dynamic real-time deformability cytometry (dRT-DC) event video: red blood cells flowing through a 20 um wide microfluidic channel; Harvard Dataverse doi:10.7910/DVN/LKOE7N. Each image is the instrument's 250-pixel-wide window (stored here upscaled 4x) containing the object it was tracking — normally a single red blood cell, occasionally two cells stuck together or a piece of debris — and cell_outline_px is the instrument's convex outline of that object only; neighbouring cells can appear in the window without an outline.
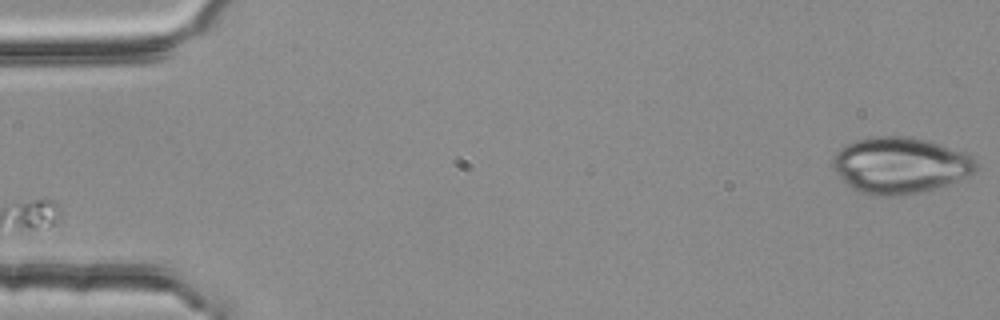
{"species": "common noctule bat (a hibernating species)", "species_latin": "Nyctalus noctula", "temperature_condition": "room temperature", "stored_images_in_passage": 2, "segment_of_instrument_passage": [2, 2], "camera_frame_rate_fps": 3000, "um_per_image_px": 0.085, "animal": {"sex": "female", "body_mass_g": 25.1}, "frame": {"image": 1, "passage_image": 2, "time_ms": 0.333, "image_size_px": [1000, 320], "cell_outline_px": [[976, 168], [972, 172], [964, 176], [936, 188], [904, 196], [872, 196], [860, 192], [852, 188], [836, 172], [832, 164], [832, 160], [836, 152], [844, 144], [856, 140], [872, 136], [904, 136], [928, 140], [968, 152], [976, 160]], "centroid_in_image_um": [76.49, 14.04], "position_along_channel_um": 8.5, "area_um2": 47.05}}